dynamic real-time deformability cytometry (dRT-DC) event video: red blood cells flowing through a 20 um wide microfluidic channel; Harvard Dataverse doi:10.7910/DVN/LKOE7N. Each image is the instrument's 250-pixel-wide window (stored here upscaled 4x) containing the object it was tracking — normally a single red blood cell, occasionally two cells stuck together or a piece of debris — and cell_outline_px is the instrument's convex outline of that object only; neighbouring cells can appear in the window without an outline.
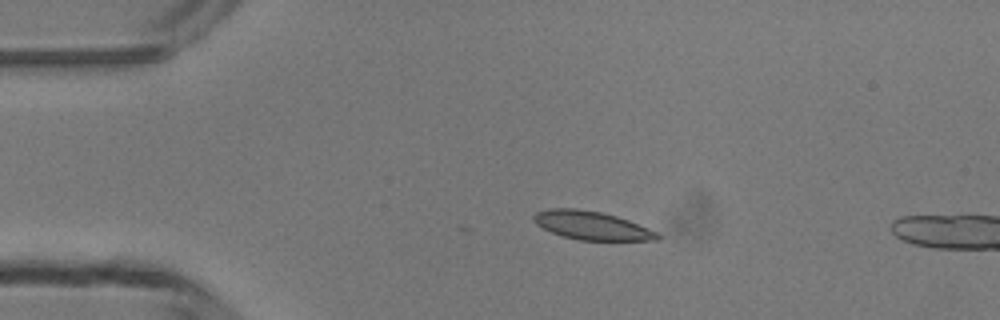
{"species": "common noctule bat (a hibernating species)", "species_latin": "Nyctalus noctula", "temperature_condition": "room temperature", "stored_images_in_passage": 12, "camera_frame_rate_fps": 3000, "um_per_image_px": 0.085, "animal": {"sex": "male", "body_mass_g": 13.3}, "frame": {"image": 1, "passage_image": 9, "time_ms": 2.667, "image_size_px": [1000, 320], "cell_outline_px": [[660, 240], [580, 240], [564, 236], [552, 232], [536, 224], [532, 220], [532, 216], [536, 212], [548, 208], [576, 208], [600, 212], [616, 216], [628, 220], [648, 228], [656, 232], [660, 236]], "centroid_in_image_um": [50.26, 19.16], "position_along_channel_um": 34.7, "area_um2": 20.35}}